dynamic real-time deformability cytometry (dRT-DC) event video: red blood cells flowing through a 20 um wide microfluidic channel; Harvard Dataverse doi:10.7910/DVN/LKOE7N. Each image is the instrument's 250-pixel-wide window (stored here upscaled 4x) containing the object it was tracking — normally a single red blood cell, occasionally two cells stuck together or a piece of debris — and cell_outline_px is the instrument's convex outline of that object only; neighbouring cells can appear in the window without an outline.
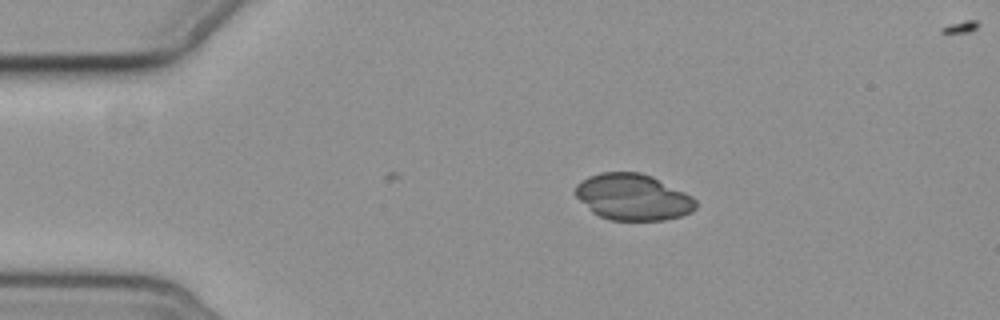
{"species": "common noctule bat (a hibernating species)", "species_latin": "Nyctalus noctula", "temperature_condition": "cold", "stored_images_in_passage": 9, "camera_frame_rate_fps": 3000, "um_per_image_px": 0.085, "animal": {"sex": "female", "body_mass_g": 19.3, "forearm_length_mm": 54.1}, "frame": {"image": 1, "passage_image": 3, "time_ms": 2.333, "image_size_px": [1000, 320], "cell_outline_px": [[696, 208], [692, 212], [680, 216], [664, 220], [608, 220], [592, 212], [576, 196], [576, 184], [580, 180], [588, 176], [600, 172], [640, 172], [652, 176], [692, 196], [696, 200]], "centroid_in_image_um": [53.79, 16.75], "position_along_channel_um": 31.2, "area_um2": 32.48}}